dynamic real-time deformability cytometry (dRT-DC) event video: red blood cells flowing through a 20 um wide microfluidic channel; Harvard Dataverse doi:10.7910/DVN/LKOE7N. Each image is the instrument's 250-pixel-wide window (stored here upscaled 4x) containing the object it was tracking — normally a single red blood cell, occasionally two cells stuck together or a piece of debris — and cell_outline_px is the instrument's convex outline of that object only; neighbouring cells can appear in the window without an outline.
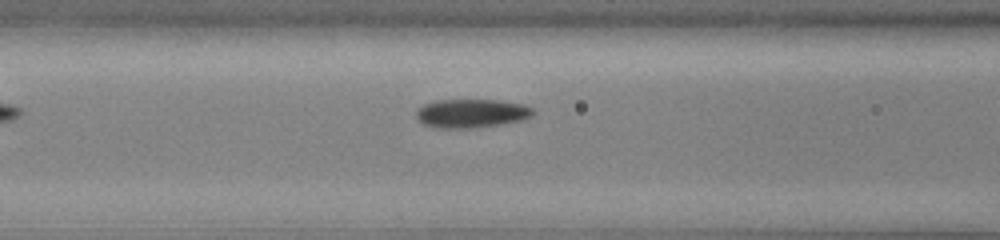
{"species": "common noctule bat (a hibernating species)", "species_latin": "Nyctalus noctula", "temperature_condition": "cold", "stored_images_in_passage": 8, "camera_frame_rate_fps": 3000, "um_per_image_px": 0.085, "animal": {"sex": "male", "body_mass_g": 13.0, "forearm_length_mm": 53.1}, "frame": {"image": 1, "passage_image": 6, "time_ms": 1.667, "image_size_px": [1000, 240], "cell_outline_px": [[536, 112], [532, 116], [524, 120], [500, 124], [472, 128], [436, 128], [424, 124], [416, 116], [416, 112], [424, 104], [436, 100], [500, 100], [524, 104], [532, 108]], "centroid_in_image_um": [40.12, 9.63], "position_along_channel_um": 126.5, "area_um2": 19.59}}